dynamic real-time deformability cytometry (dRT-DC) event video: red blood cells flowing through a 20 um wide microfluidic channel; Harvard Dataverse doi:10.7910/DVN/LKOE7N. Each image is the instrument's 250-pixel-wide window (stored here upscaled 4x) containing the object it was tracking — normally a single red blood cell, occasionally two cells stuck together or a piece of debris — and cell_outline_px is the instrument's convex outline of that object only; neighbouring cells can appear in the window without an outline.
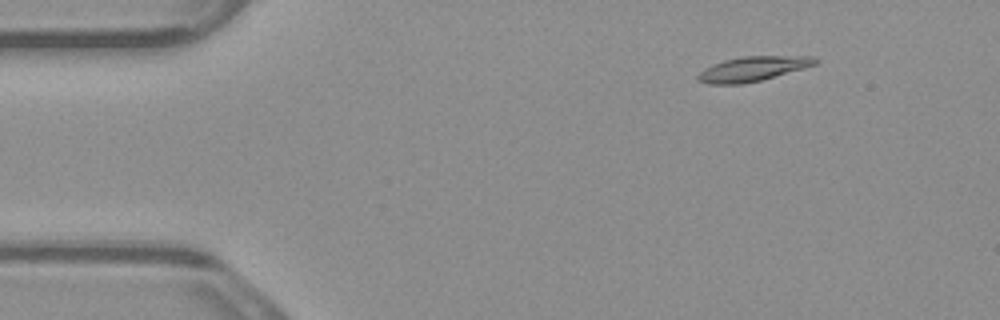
{"species": "common noctule bat (a hibernating species)", "species_latin": "Nyctalus noctula", "temperature_condition": "warm", "stored_images_in_passage": 4, "camera_frame_rate_fps": 3000, "um_per_image_px": 0.085, "animal": {"sex": "male", "body_mass_g": 23.1, "forearm_length_mm": 52.7}, "frame": {"image": 1, "passage_image": 2, "time_ms": 0.333, "image_size_px": [1000, 320], "cell_outline_px": [[820, 60], [816, 64], [804, 68], [760, 80], [744, 84], [708, 84], [696, 80], [696, 76], [704, 68], [712, 64], [724, 60], [744, 56], [816, 56]], "centroid_in_image_um": [63.98, 5.85], "position_along_channel_um": 21.0, "area_um2": 16.94}}